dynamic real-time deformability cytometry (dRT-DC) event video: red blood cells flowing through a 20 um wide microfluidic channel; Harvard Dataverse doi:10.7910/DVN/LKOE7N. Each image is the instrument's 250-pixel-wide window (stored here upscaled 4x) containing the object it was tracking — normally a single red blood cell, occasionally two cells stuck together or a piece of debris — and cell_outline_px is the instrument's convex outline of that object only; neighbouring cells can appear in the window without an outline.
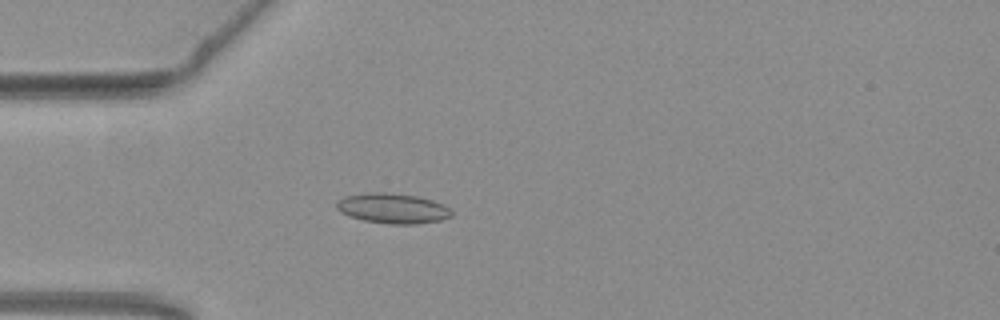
{"species": "common noctule bat (a hibernating species)", "species_latin": "Nyctalus noctula", "temperature_condition": "warm", "stored_images_in_passage": 54, "camera_frame_rate_fps": 3000, "um_per_image_px": 0.085, "animal": {"sex": "female", "body_mass_g": 19.3, "forearm_length_mm": 54.1}, "frame": {"image": 1, "passage_image": 15, "time_ms": 4.667, "image_size_px": [1000, 320], "cell_outline_px": [[452, 216], [440, 220], [416, 224], [388, 224], [364, 220], [340, 212], [336, 208], [336, 200], [344, 196], [372, 192], [384, 192], [416, 196], [432, 200], [444, 204], [452, 212]], "centroid_in_image_um": [33.37, 17.71], "position_along_channel_um": 51.6, "area_um2": 20.11}}
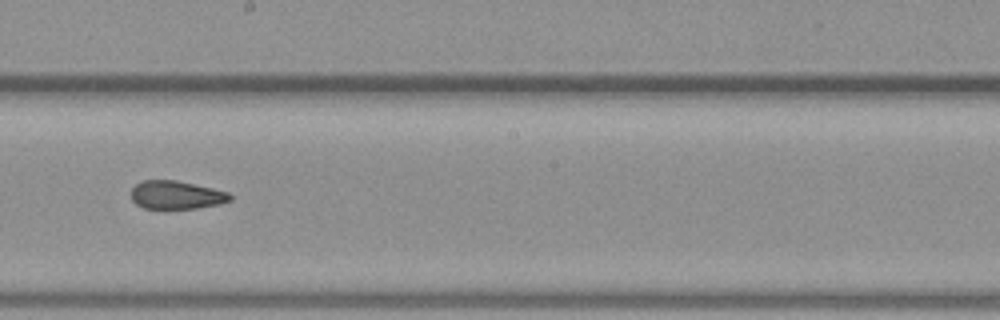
{"frame": {"image": 2, "passage_image": 30, "time_ms": 9.667, "image_size_px": [1000, 320], "cell_outline_px": [[232, 200], [220, 204], [196, 208], [144, 208], [136, 204], [132, 200], [132, 188], [140, 180], [176, 180], [212, 188], [228, 192], [232, 196]], "centroid_in_image_um": [14.99, 16.56], "position_along_channel_um": 233.2, "area_um2": 16.24}}
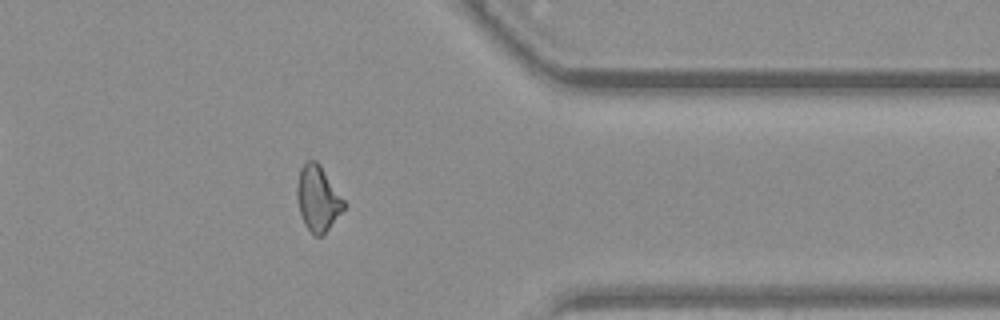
{"frame": {"image": 3, "passage_image": 43, "time_ms": 14.0, "image_size_px": [1000, 320], "cell_outline_px": [[344, 208], [328, 228], [320, 236], [316, 236], [304, 224], [300, 212], [296, 196], [296, 188], [300, 168], [308, 160], [316, 160], [320, 164], [344, 200]], "centroid_in_image_um": [26.99, 16.83], "position_along_channel_um": 384.4, "area_um2": 17.46}, "authors_computed_cell_mechanics": {"area_um2": 17.6868, "velocity_mm_per_s": 3.8141, "shape_relaxation_time_tau1_ms": null, "shape_relaxation_time_tau2_ms": 1.7434, "deformation_change_tau1": null, "deformation_change_tau2": 0.0782}}